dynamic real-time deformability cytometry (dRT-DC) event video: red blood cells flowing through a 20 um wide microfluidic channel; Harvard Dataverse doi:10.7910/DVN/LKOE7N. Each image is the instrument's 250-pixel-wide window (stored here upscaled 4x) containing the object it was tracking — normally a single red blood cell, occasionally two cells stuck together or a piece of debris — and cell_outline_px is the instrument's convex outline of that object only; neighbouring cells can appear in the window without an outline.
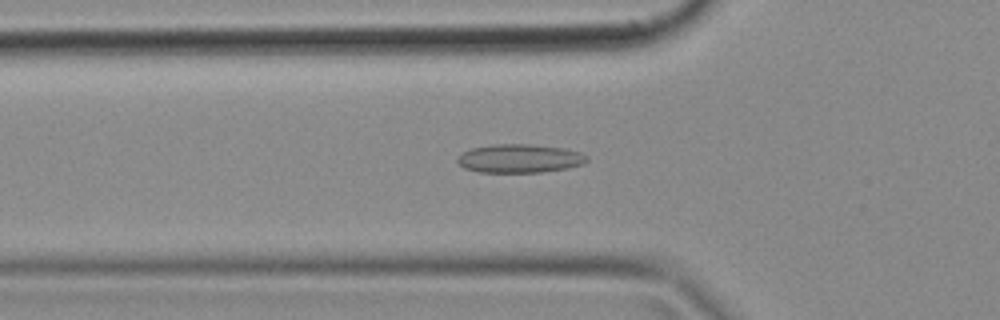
{"species": "common noctule bat (a hibernating species)", "species_latin": "Nyctalus noctula", "temperature_condition": "cold", "stored_images_in_passage": 49, "camera_frame_rate_fps": 3000, "um_per_image_px": 0.085, "animal": {"sex": "female", "body_mass_g": 18.4}, "frame": {"image": 1, "passage_image": 16, "time_ms": 5.0, "image_size_px": [1000, 320], "cell_outline_px": [[588, 160], [584, 164], [568, 168], [540, 172], [480, 172], [464, 168], [456, 160], [456, 156], [472, 148], [492, 144], [528, 144], [564, 148], [580, 152], [588, 156]], "centroid_in_image_um": [44.17, 13.47], "position_along_channel_um": 81.6, "area_um2": 21.62}}
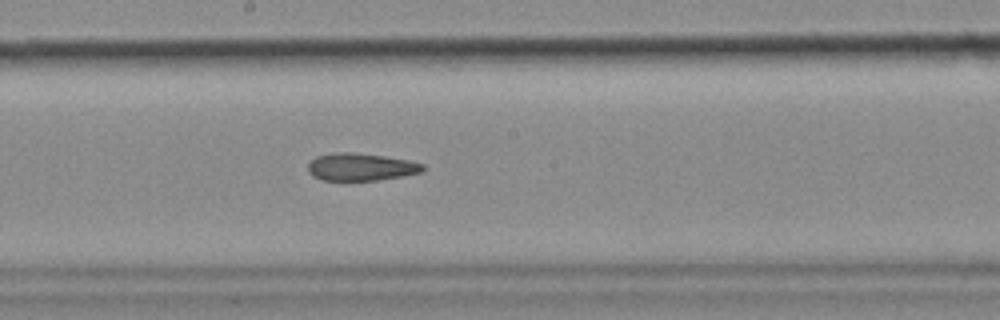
{"frame": {"image": 2, "passage_image": 26, "time_ms": 8.333, "image_size_px": [1000, 320], "cell_outline_px": [[424, 168], [420, 172], [400, 176], [376, 180], [320, 180], [312, 176], [308, 172], [308, 164], [316, 156], [336, 152], [356, 152], [384, 156], [408, 160], [424, 164]], "centroid_in_image_um": [30.62, 14.18], "position_along_channel_um": 217.6, "area_um2": 18.32}}
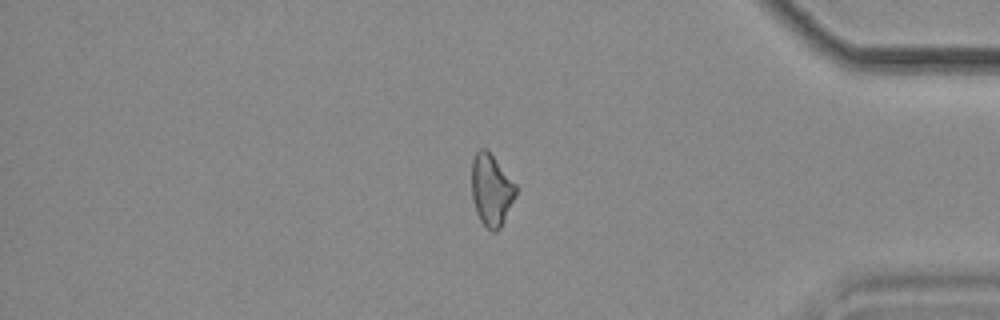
{"frame": {"image": 3, "passage_image": 41, "time_ms": 13.333, "image_size_px": [1000, 320], "cell_outline_px": [[516, 196], [500, 228], [496, 232], [492, 232], [480, 220], [476, 212], [472, 196], [472, 160], [476, 152], [480, 148], [484, 148], [492, 156], [516, 184]], "centroid_in_image_um": [41.76, 16.17], "position_along_channel_um": 393.4, "area_um2": 18.21}}